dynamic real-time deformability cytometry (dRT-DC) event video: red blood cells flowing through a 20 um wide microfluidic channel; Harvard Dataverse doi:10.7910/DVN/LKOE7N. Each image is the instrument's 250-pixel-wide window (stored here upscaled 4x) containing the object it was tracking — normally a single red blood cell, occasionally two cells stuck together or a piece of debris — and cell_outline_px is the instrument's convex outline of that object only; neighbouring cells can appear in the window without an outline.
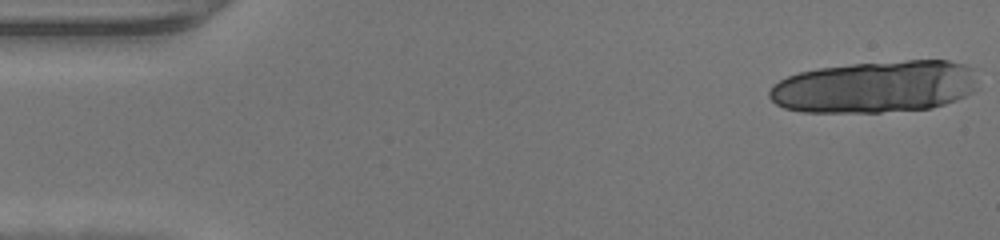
{"species": "human", "species_latin": "Homo sapiens", "temperature_condition": "warm", "stored_images_in_passage": 34, "camera_frame_rate_fps": 3000, "um_per_image_px": 0.085, "donor": {"sex": "male"}, "frame": {"image": 1, "passage_image": 1, "time_ms": 0.0, "image_size_px": [1000, 240], "cell_outline_px": [[976, 88], [972, 92], [956, 100], [932, 108], [880, 112], [804, 112], [784, 108], [776, 104], [768, 96], [768, 92], [772, 84], [788, 76], [800, 72], [820, 68], [852, 64], [908, 60], [948, 60], [964, 64], [972, 68]], "centroid_in_image_um": [74.37, 7.38], "position_along_channel_um": 10.6, "area_um2": 63.12}}
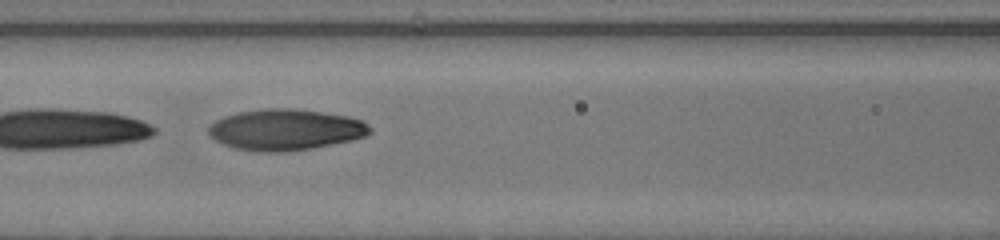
{"frame": {"image": 2, "passage_image": 20, "time_ms": 6.333, "image_size_px": [1000, 240], "cell_outline_px": [[372, 132], [364, 136], [352, 140], [312, 148], [288, 152], [260, 152], [236, 148], [224, 144], [216, 140], [208, 132], [208, 128], [216, 120], [224, 116], [236, 112], [264, 108], [296, 108], [348, 116], [360, 120], [368, 124], [372, 128]], "centroid_in_image_um": [24.28, 11.02], "position_along_channel_um": 142.3, "area_um2": 38.73}}
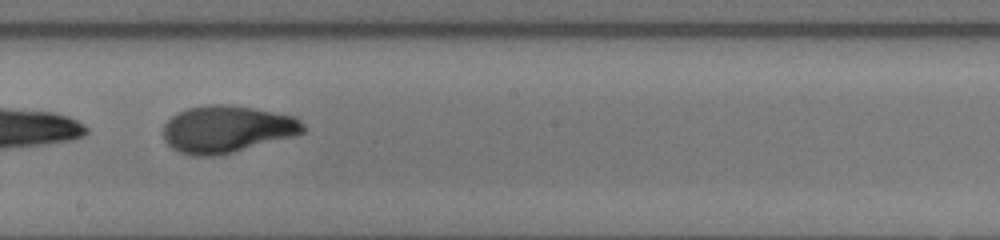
{"frame": {"image": 3, "passage_image": 26, "time_ms": 8.333, "image_size_px": [1000, 240], "cell_outline_px": [[304, 132], [292, 136], [232, 152], [216, 156], [192, 156], [180, 152], [172, 148], [164, 140], [164, 124], [176, 112], [188, 108], [208, 104], [224, 104], [252, 108], [292, 116], [300, 120], [304, 124]], "centroid_in_image_um": [19.23, 10.97], "position_along_channel_um": 229.0, "area_um2": 37.97}}